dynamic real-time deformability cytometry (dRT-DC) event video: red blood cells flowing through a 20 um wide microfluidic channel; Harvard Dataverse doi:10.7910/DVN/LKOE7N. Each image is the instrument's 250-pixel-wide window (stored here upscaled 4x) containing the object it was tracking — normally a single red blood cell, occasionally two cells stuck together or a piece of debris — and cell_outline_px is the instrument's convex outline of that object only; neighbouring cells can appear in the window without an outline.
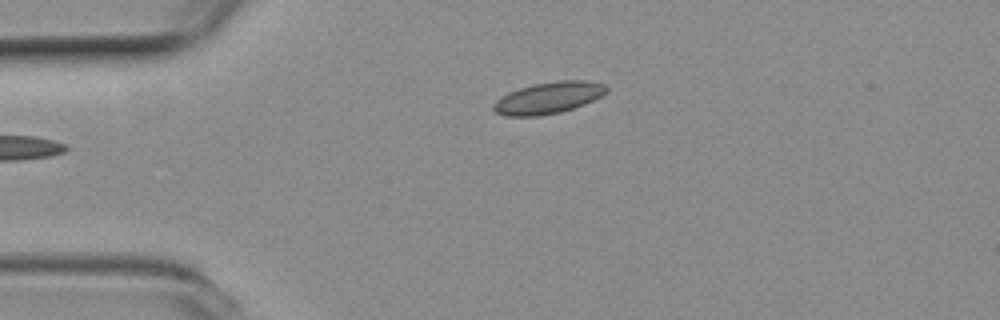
{"species": "common noctule bat (a hibernating species)", "species_latin": "Nyctalus noctula", "temperature_condition": "room temperature", "stored_images_in_passage": 36, "camera_frame_rate_fps": 3000, "um_per_image_px": 0.085, "animal": {"sex": "female", "body_mass_g": 19.3, "forearm_length_mm": 54.1}, "frame": {"image": 1, "passage_image": 1, "time_ms": 0.0, "image_size_px": [1000, 320], "cell_outline_px": [[608, 92], [584, 104], [560, 112], [540, 116], [504, 116], [496, 112], [492, 108], [492, 104], [500, 96], [508, 92], [520, 88], [536, 84], [556, 80], [588, 80], [604, 84], [608, 88]], "centroid_in_image_um": [46.6, 8.31], "position_along_channel_um": 38.4, "area_um2": 20.87}}
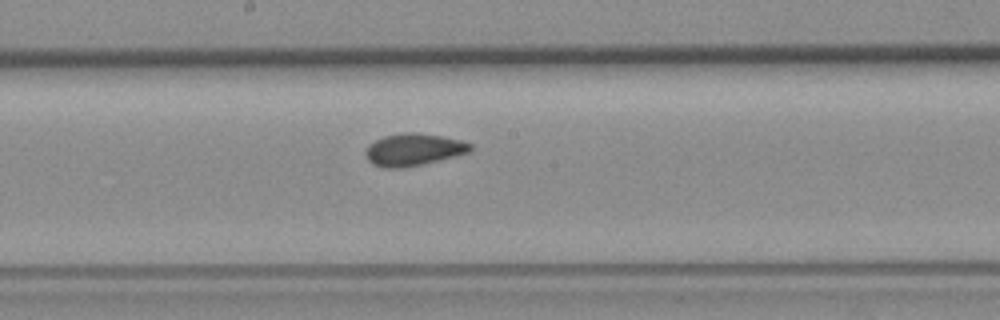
{"frame": {"image": 2, "passage_image": 17, "time_ms": 5.333, "image_size_px": [1000, 320], "cell_outline_px": [[472, 152], [456, 156], [404, 168], [384, 168], [372, 164], [364, 156], [364, 152], [368, 144], [384, 136], [404, 132], [416, 132], [444, 136], [464, 140], [472, 144]], "centroid_in_image_um": [35.16, 12.71], "position_along_channel_um": 213.0, "area_um2": 20.06}}
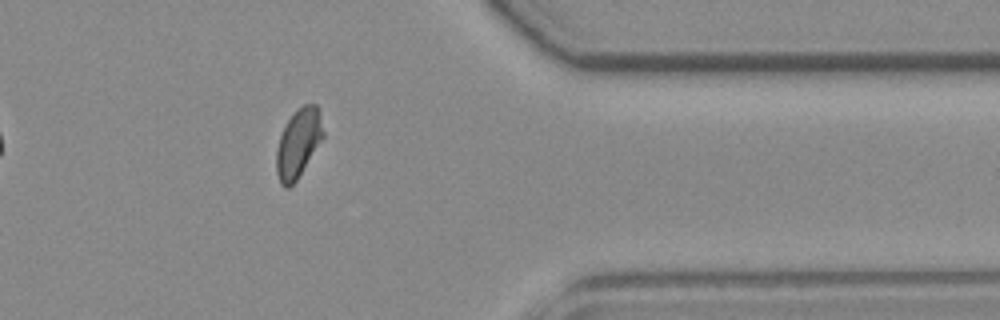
{"frame": {"image": 3, "passage_image": 32, "time_ms": 10.333, "image_size_px": [1000, 320], "cell_outline_px": [[324, 136], [296, 180], [288, 188], [284, 188], [280, 184], [276, 172], [276, 152], [280, 136], [284, 124], [304, 104], [316, 104], [324, 132]], "centroid_in_image_um": [25.33, 12.2], "position_along_channel_um": 386.1, "area_um2": 18.32}, "authors_computed_cell_mechanics": {"area_um2": 19.5364, "velocity_mm_per_s": 3.8285, "shape_relaxation_time_tau1_ms": null, "shape_relaxation_time_tau2_ms": 1.1442, "deformation_change_tau1": null, "deformation_change_tau2": 0.0636}}